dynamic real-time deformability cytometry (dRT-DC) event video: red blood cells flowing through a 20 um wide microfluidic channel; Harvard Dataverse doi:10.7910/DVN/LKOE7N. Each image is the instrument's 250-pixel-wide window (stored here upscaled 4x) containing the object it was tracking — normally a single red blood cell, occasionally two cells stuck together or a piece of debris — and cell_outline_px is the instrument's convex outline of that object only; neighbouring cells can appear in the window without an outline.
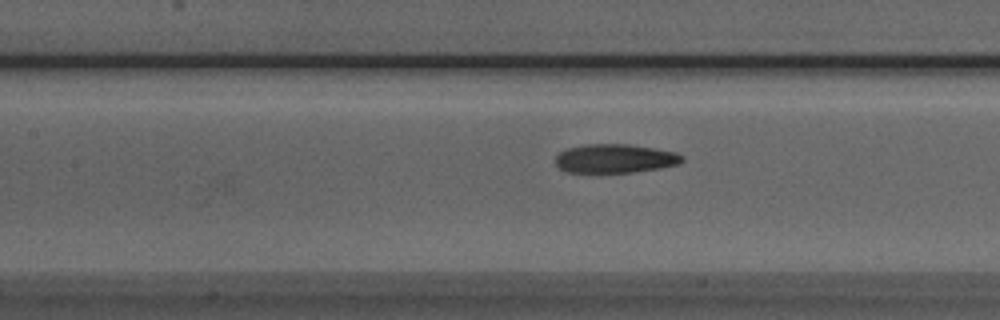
{"species": "Egyptian fruit bat (a non-hibernating species)", "species_latin": "Rousettus aegyptiacus", "temperature_condition": "room temperature", "stored_images_in_passage": 10, "camera_frame_rate_fps": 3000, "um_per_image_px": 0.085, "animal": {"sex": "male"}, "frame": {"image": 1, "passage_image": 7, "time_ms": 2.0, "image_size_px": [1000, 320], "cell_outline_px": [[684, 160], [676, 164], [660, 168], [632, 172], [568, 172], [560, 168], [556, 164], [556, 156], [560, 152], [568, 148], [584, 144], [628, 144], [676, 152], [684, 156]], "centroid_in_image_um": [52.27, 13.47], "position_along_channel_um": 155.1, "area_um2": 21.1}}